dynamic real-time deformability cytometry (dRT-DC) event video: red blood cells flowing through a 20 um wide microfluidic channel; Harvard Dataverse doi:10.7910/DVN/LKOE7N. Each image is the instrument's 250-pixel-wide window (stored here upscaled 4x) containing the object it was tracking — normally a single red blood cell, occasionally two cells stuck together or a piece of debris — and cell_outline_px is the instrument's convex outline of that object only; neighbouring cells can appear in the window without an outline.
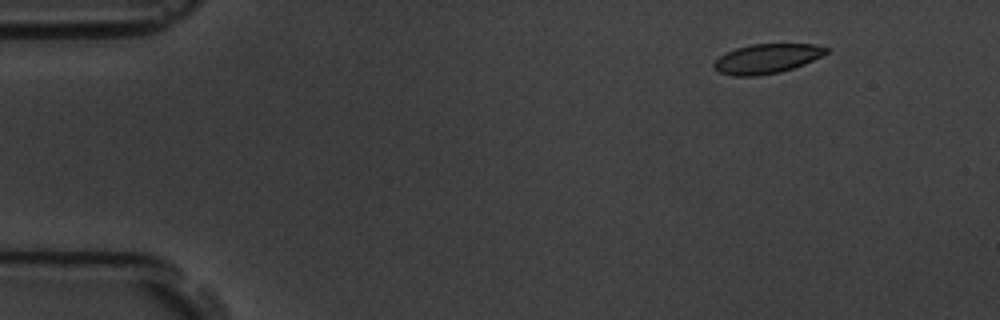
{"species": "common noctule bat (a hibernating species)", "species_latin": "Nyctalus noctula", "temperature_condition": "room temperature", "stored_images_in_passage": 4, "camera_frame_rate_fps": 3000, "um_per_image_px": 0.085, "animal": {"sex": "male", "body_mass_g": 19.5, "forearm_length_mm": 54.6}, "frame": {"image": 1, "passage_image": 1, "time_ms": 0.0, "image_size_px": [1000, 320], "cell_outline_px": [[828, 52], [804, 64], [780, 72], [756, 76], [732, 76], [720, 72], [712, 68], [712, 64], [720, 56], [736, 48], [752, 44], [816, 44], [828, 48]], "centroid_in_image_um": [65.15, 4.99], "position_along_channel_um": 19.8, "area_um2": 19.19}}